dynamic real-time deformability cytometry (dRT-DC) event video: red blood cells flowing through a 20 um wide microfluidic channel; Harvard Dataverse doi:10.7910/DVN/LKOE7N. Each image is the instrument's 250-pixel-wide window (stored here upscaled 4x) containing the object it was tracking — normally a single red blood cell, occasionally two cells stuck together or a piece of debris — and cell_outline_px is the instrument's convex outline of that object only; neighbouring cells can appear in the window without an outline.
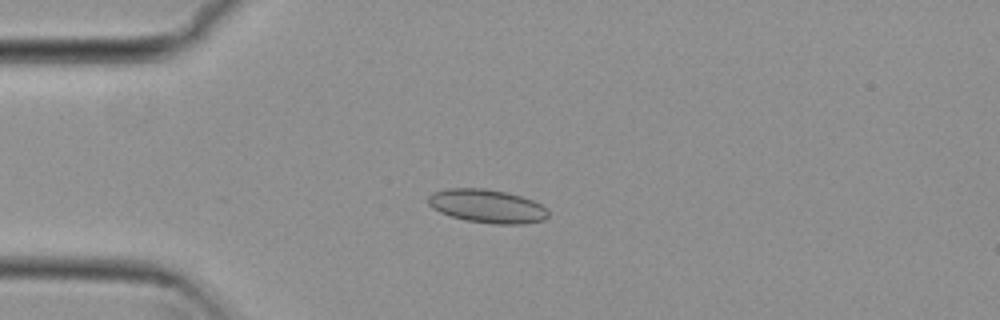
{"species": "common noctule bat (a hibernating species)", "species_latin": "Nyctalus noctula", "temperature_condition": "cold", "stored_images_in_passage": 47, "camera_frame_rate_fps": 3000, "um_per_image_px": 0.085, "animal": {"sex": "female", "body_mass_g": 29.2, "forearm_length_mm": 56.3}, "frame": {"image": 1, "passage_image": 7, "time_ms": 2.0, "image_size_px": [1000, 320], "cell_outline_px": [[548, 216], [544, 220], [524, 224], [492, 224], [464, 220], [440, 212], [432, 208], [428, 204], [428, 196], [432, 192], [448, 188], [484, 188], [508, 192], [532, 200], [548, 208]], "centroid_in_image_um": [41.41, 17.52], "position_along_channel_um": 43.6, "area_um2": 23.64}}
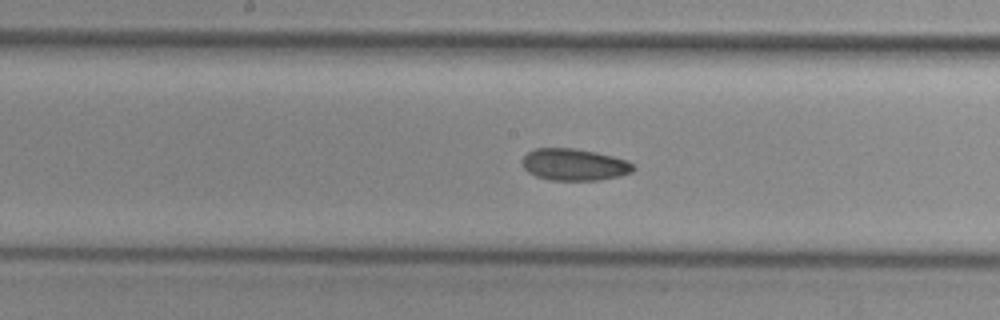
{"frame": {"image": 2, "passage_image": 21, "time_ms": 6.667, "image_size_px": [1000, 320], "cell_outline_px": [[636, 168], [632, 172], [620, 176], [596, 180], [548, 180], [536, 176], [528, 172], [524, 168], [520, 160], [528, 152], [536, 148], [576, 148], [596, 152], [628, 160]], "centroid_in_image_um": [48.8, 13.99], "position_along_channel_um": 199.4, "area_um2": 20.75}}
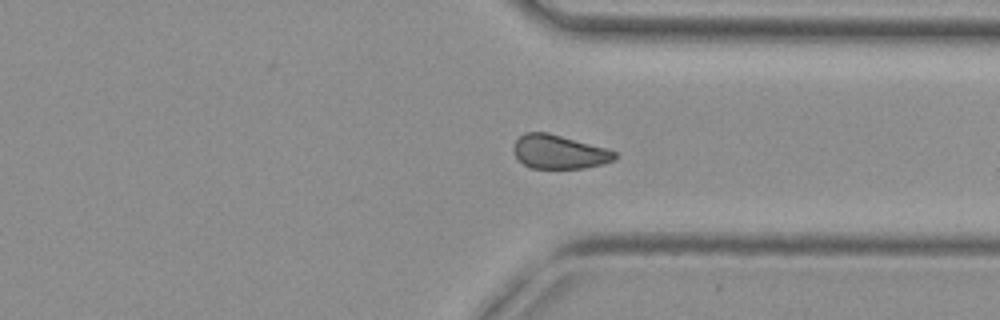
{"frame": {"image": 3, "passage_image": 34, "time_ms": 11.0, "image_size_px": [1000, 320], "cell_outline_px": [[616, 156], [612, 160], [604, 164], [584, 168], [532, 168], [524, 164], [516, 156], [512, 148], [516, 140], [524, 132], [548, 132], [608, 148], [616, 152]], "centroid_in_image_um": [47.53, 12.9], "position_along_channel_um": 363.9, "area_um2": 20.0}, "authors_computed_cell_mechanics": {"area_um2": 20.7502, "velocity_mm_per_s": 3.7938, "shape_relaxation_time_tau1_ms": 9.2792, "shape_relaxation_time_tau2_ms": 5.4845, "deformation_change_tau1": 0.112, "deformation_change_tau2": 0.1}}